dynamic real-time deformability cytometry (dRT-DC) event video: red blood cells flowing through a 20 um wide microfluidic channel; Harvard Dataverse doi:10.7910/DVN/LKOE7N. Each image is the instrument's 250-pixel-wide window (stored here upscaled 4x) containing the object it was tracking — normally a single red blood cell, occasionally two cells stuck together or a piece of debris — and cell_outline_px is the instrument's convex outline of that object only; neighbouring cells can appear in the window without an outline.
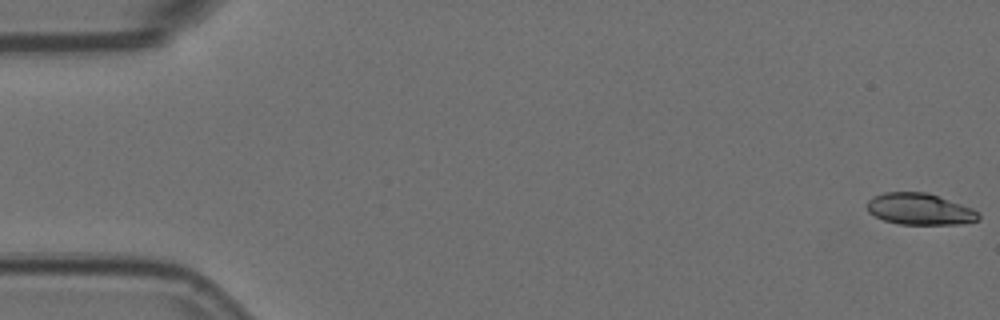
{"species": "Egyptian fruit bat (a non-hibernating species)", "species_latin": "Rousettus aegyptiacus", "temperature_condition": "room temperature", "stored_images_in_passage": 57, "camera_frame_rate_fps": 3000, "um_per_image_px": 0.085, "animal": {"sex": "female"}, "frame": {"image": 1, "passage_image": 1, "time_ms": 0.0, "image_size_px": [1000, 320], "cell_outline_px": [[980, 220], [960, 224], [900, 224], [884, 220], [868, 212], [868, 200], [872, 196], [884, 192], [928, 192], [972, 208], [980, 212]], "centroid_in_image_um": [78.2, 17.77], "position_along_channel_um": 6.8, "area_um2": 20.52}}
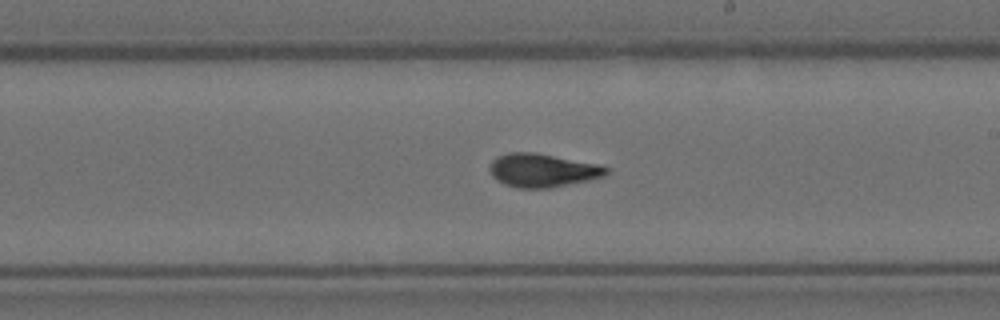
{"frame": {"image": 2, "passage_image": 33, "time_ms": 10.667, "image_size_px": [1000, 320], "cell_outline_px": [[608, 172], [604, 176], [588, 180], [552, 188], [516, 188], [504, 184], [496, 180], [492, 176], [488, 168], [492, 160], [496, 156], [508, 152], [536, 152], [600, 164], [608, 168]], "centroid_in_image_um": [46.08, 14.47], "position_along_channel_um": 242.9, "area_um2": 23.06}}
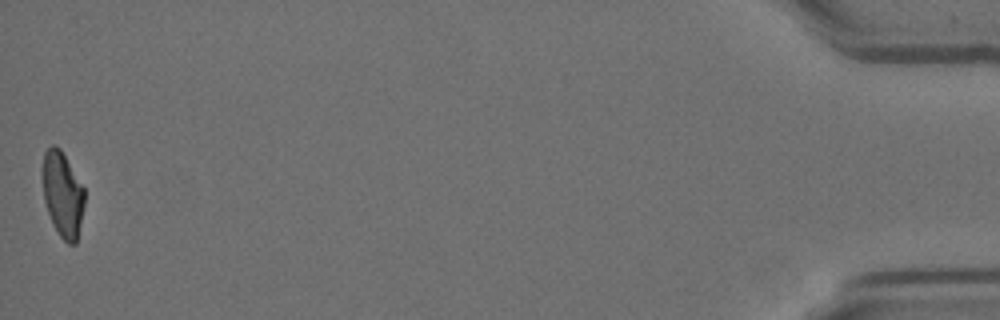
{"frame": {"image": 3, "passage_image": 57, "time_ms": 18.667, "image_size_px": [1000, 320], "cell_outline_px": [[84, 204], [76, 244], [68, 244], [60, 236], [52, 224], [44, 200], [44, 152], [52, 144], [56, 144], [60, 148], [84, 188]], "centroid_in_image_um": [5.34, 16.54], "position_along_channel_um": 429.9, "area_um2": 20.4}, "authors_computed_cell_mechanics": {"area_um2": 21.7906, "velocity_mm_per_s": 3.5603, "shape_relaxation_time_tau1_ms": 4.512, "shape_relaxation_time_tau2_ms": 1.2255, "deformation_change_tau1": 0.2015, "deformation_change_tau2": 0.0784}}